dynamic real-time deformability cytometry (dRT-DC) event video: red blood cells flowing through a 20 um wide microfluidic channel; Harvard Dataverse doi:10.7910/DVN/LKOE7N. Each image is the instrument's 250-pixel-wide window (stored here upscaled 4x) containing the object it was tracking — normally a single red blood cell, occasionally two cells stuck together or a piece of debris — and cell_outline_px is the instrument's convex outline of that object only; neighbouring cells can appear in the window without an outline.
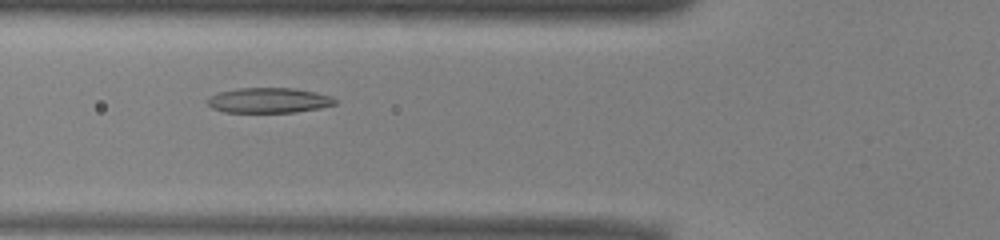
{"species": "common noctule bat (a hibernating species)", "species_latin": "Nyctalus noctula", "temperature_condition": "warm", "stored_images_in_passage": 35, "camera_frame_rate_fps": 3000, "um_per_image_px": 0.085, "animal": {"sex": "male", "body_mass_g": 13.0, "forearm_length_mm": 53.1}, "frame": {"image": 1, "passage_image": 12, "time_ms": 3.667, "image_size_px": [1000, 240], "cell_outline_px": [[336, 104], [320, 108], [296, 112], [224, 112], [212, 108], [204, 100], [220, 92], [240, 88], [292, 88], [316, 92], [332, 96], [336, 100]], "centroid_in_image_um": [22.86, 8.53], "position_along_channel_um": 102.9, "area_um2": 18.67}}
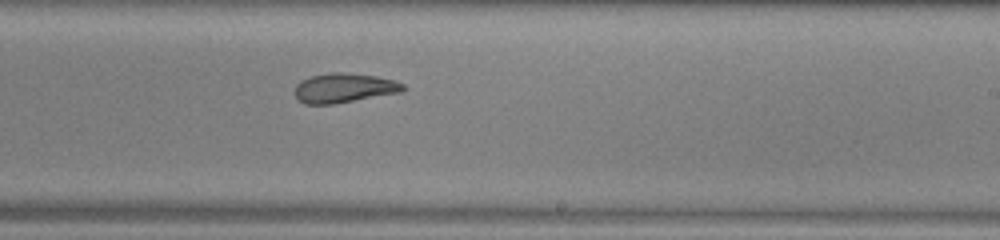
{"frame": {"image": 2, "passage_image": 24, "time_ms": 7.667, "image_size_px": [1000, 240], "cell_outline_px": [[404, 88], [400, 92], [332, 104], [304, 104], [296, 100], [292, 92], [296, 84], [300, 80], [312, 76], [332, 72], [340, 72], [376, 76], [396, 80], [404, 84]], "centroid_in_image_um": [29.16, 7.48], "position_along_channel_um": 259.8, "area_um2": 18.67}}
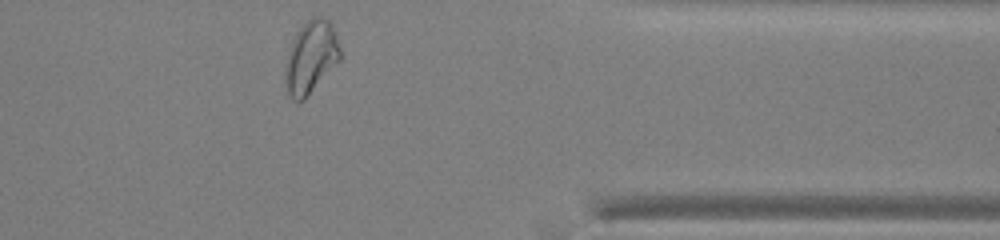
{"frame": {"image": 3, "passage_image": 35, "time_ms": 11.333, "image_size_px": [1000, 240], "cell_outline_px": [[340, 60], [304, 100], [292, 100], [284, 84], [284, 80], [288, 52], [292, 40], [296, 32], [312, 16], [324, 16], [332, 24], [336, 32], [340, 48]], "centroid_in_image_um": [26.43, 4.84], "position_along_channel_um": 385.0, "area_um2": 23.24}, "authors_computed_cell_mechanics": {"area_um2": 18.9584, "velocity_mm_per_s": 3.925, "shape_relaxation_time_tau1_ms": 7.0355, "shape_relaxation_time_tau2_ms": 3.5223, "deformation_change_tau1": 0.1835, "deformation_change_tau2": 0.1124}}